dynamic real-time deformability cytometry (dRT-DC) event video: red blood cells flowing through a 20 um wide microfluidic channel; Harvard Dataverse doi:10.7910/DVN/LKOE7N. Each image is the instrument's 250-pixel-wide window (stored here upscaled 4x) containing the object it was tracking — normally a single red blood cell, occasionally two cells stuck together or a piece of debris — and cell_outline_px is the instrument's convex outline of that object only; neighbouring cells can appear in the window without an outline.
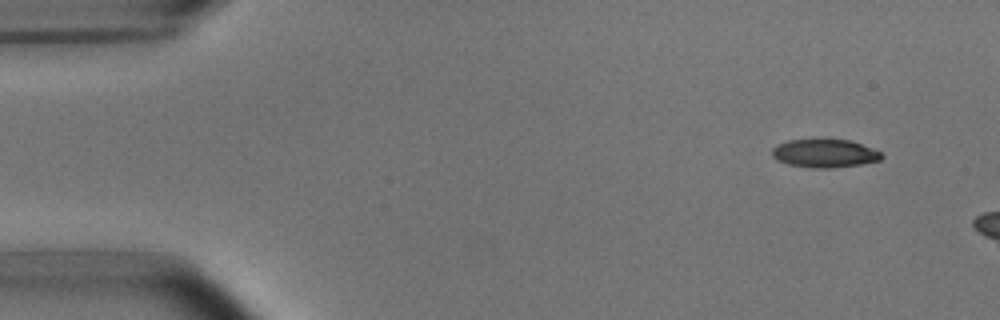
{"species": "common noctule bat (a hibernating species)", "species_latin": "Nyctalus noctula", "temperature_condition": "room temperature", "stored_images_in_passage": 3, "camera_frame_rate_fps": 3000, "um_per_image_px": 0.085, "animal": {"sex": "male", "body_mass_g": 15.6}, "frame": {"image": 1, "passage_image": 1, "time_ms": 0.0, "image_size_px": [1000, 320], "cell_outline_px": [[884, 156], [880, 160], [860, 164], [832, 168], [812, 168], [788, 164], [776, 160], [772, 156], [772, 148], [776, 144], [788, 140], [852, 140], [880, 152]], "centroid_in_image_um": [70.06, 13.04], "position_along_channel_um": 14.9, "area_um2": 17.98}}